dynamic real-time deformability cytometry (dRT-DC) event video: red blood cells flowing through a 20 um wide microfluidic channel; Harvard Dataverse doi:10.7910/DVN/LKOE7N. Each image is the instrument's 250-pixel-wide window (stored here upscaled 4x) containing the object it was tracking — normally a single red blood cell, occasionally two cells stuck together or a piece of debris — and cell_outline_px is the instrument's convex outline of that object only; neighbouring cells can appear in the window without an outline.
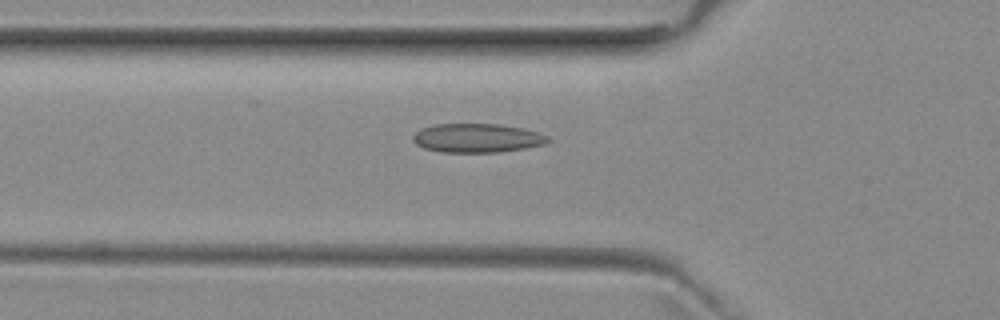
{"species": "common noctule bat (a hibernating species)", "species_latin": "Nyctalus noctula", "temperature_condition": "room temperature", "stored_images_in_passage": 52, "camera_frame_rate_fps": 3000, "um_per_image_px": 0.085, "animal": {"sex": "female", "body_mass_g": 29.2, "forearm_length_mm": 56.3}, "frame": {"image": 1, "passage_image": 18, "time_ms": 5.667, "image_size_px": [1000, 320], "cell_outline_px": [[552, 140], [544, 144], [524, 148], [500, 152], [444, 152], [424, 148], [416, 144], [412, 140], [412, 136], [420, 128], [436, 124], [500, 124], [524, 128], [548, 136]], "centroid_in_image_um": [40.55, 11.73], "position_along_channel_um": 85.3, "area_um2": 22.77}}
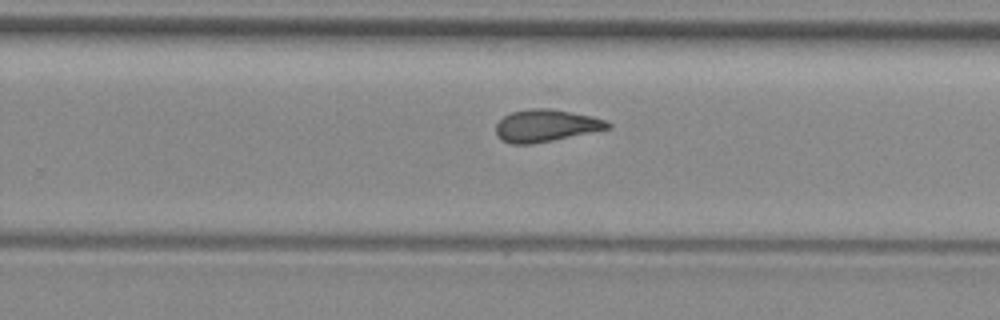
{"frame": {"image": 2, "passage_image": 33, "time_ms": 10.667, "image_size_px": [1000, 320], "cell_outline_px": [[612, 128], [532, 144], [512, 144], [500, 140], [496, 132], [496, 124], [504, 116], [512, 112], [528, 108], [548, 108], [592, 116], [604, 120], [612, 124]], "centroid_in_image_um": [46.39, 10.68], "position_along_channel_um": 283.4, "area_um2": 20.92}}
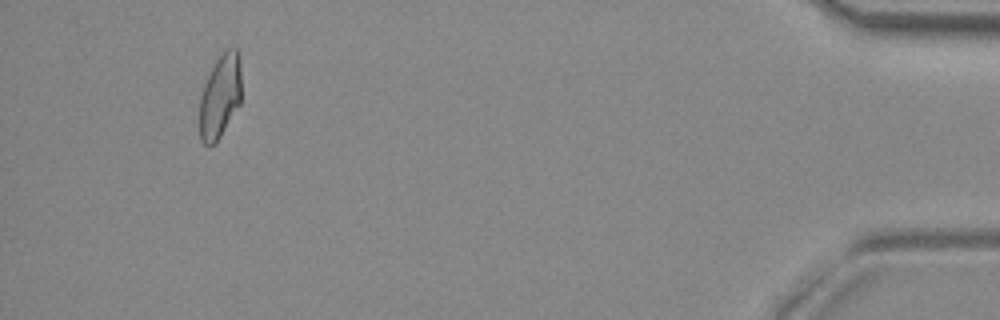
{"frame": {"image": 3, "passage_image": 49, "time_ms": 16.0, "image_size_px": [1000, 320], "cell_outline_px": [[240, 104], [216, 144], [204, 144], [200, 140], [200, 96], [204, 84], [216, 60], [224, 48], [236, 48], [240, 56]], "centroid_in_image_um": [18.71, 8.17], "position_along_channel_um": 416.5, "area_um2": 20.46}, "authors_computed_cell_mechanics": {"area_um2": 21.3282, "velocity_mm_per_s": 3.9616, "shape_relaxation_time_tau1_ms": null, "shape_relaxation_time_tau2_ms": 2.2725, "deformation_change_tau1": null, "deformation_change_tau2": 0.0993}}